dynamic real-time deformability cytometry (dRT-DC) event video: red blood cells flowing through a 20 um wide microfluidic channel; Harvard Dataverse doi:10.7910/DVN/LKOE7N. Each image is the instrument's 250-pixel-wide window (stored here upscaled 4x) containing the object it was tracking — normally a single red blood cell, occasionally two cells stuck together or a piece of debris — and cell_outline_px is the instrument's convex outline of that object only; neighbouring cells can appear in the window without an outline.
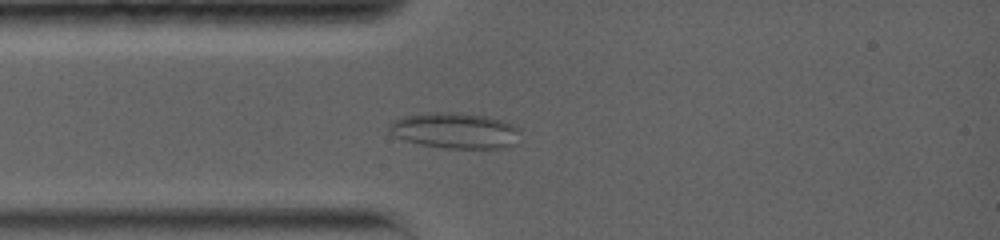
{"species": "common noctule bat (a hibernating species)", "species_latin": "Nyctalus noctula", "temperature_condition": "warm", "stored_images_in_passage": 44, "camera_frame_rate_fps": 5000, "um_per_image_px": 0.085, "animal": {"sex": "female", "body_mass_g": 19.0, "forearm_length_mm": 56.7}, "frame": {"image": 1, "passage_image": 7, "time_ms": 1.8, "image_size_px": [1000, 240], "cell_outline_px": [[520, 144], [504, 148], [448, 148], [424, 144], [408, 140], [396, 136], [388, 128], [392, 120], [404, 116], [428, 112], [456, 112], [488, 116], [512, 124], [520, 128]], "centroid_in_image_um": [38.78, 11.09], "position_along_channel_um": 46.2, "area_um2": 27.4}}
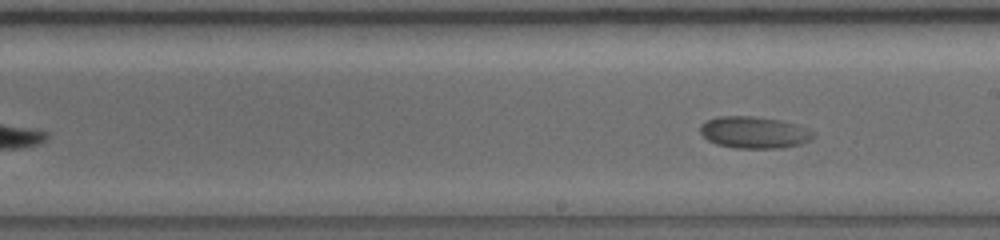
{"frame": {"image": 2, "passage_image": 26, "time_ms": 6.8, "image_size_px": [1000, 240], "cell_outline_px": [[816, 136], [812, 140], [800, 144], [780, 148], [736, 148], [716, 144], [708, 140], [700, 132], [700, 124], [704, 120], [716, 116], [756, 116], [780, 120], [796, 124], [808, 128], [816, 132]], "centroid_in_image_um": [64.12, 11.24], "position_along_channel_um": 224.9, "area_um2": 21.33}}
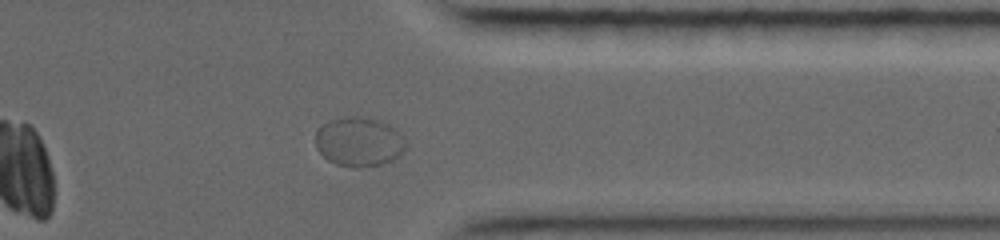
{"frame": {"image": 3, "passage_image": 42, "time_ms": 11.2, "image_size_px": [1000, 240], "cell_outline_px": [[408, 144], [400, 156], [392, 160], [380, 164], [360, 168], [356, 168], [336, 164], [328, 160], [316, 148], [316, 128], [328, 120], [344, 116], [364, 116], [380, 120], [396, 128], [404, 136]], "centroid_in_image_um": [30.53, 12.03], "position_along_channel_um": 380.9, "area_um2": 26.59}}